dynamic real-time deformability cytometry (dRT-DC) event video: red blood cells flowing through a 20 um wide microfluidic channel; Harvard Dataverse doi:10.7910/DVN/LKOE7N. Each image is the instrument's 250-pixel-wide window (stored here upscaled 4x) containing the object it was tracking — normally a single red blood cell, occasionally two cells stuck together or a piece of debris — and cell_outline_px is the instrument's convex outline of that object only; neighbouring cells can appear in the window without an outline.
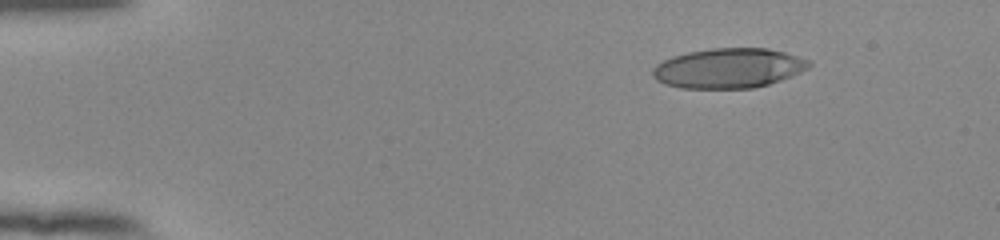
{"species": "human", "species_latin": "Homo sapiens", "temperature_condition": "room temperature", "stored_images_in_passage": 47, "camera_frame_rate_fps": 3000, "um_per_image_px": 0.085, "donor": {"sex": "female"}, "frame": {"image": 1, "passage_image": 1, "time_ms": 0.0, "image_size_px": [1000, 240], "cell_outline_px": [[812, 64], [808, 68], [800, 72], [780, 80], [768, 84], [752, 88], [680, 88], [664, 84], [656, 80], [652, 76], [652, 68], [656, 64], [672, 56], [688, 52], [712, 48], [768, 48], [784, 52], [808, 60]], "centroid_in_image_um": [61.88, 5.79], "position_along_channel_um": 23.1, "area_um2": 36.24}}
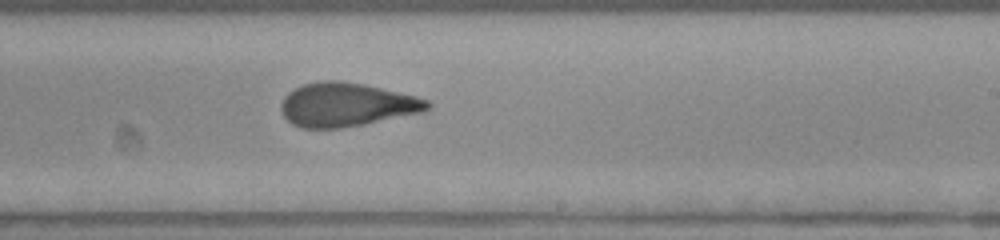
{"frame": {"image": 2, "passage_image": 27, "time_ms": 8.667, "image_size_px": [1000, 240], "cell_outline_px": [[432, 108], [424, 112], [364, 124], [340, 128], [300, 128], [292, 124], [284, 116], [280, 108], [280, 104], [284, 96], [288, 92], [304, 84], [320, 80], [340, 80], [364, 84], [416, 96], [428, 100], [432, 104]], "centroid_in_image_um": [29.46, 8.9], "position_along_channel_um": 259.5, "area_um2": 37.51}}
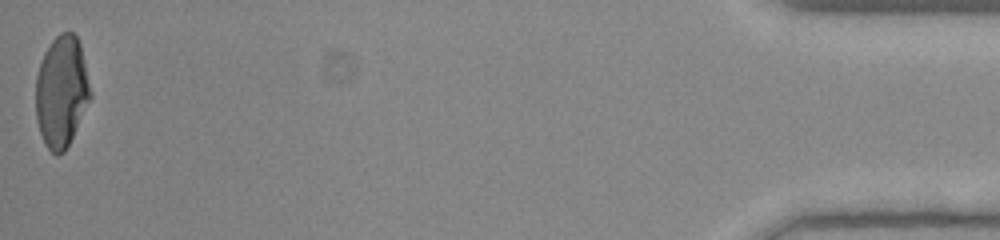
{"frame": {"image": 3, "passage_image": 47, "time_ms": 15.333, "image_size_px": [1000, 240], "cell_outline_px": [[92, 96], [64, 152], [56, 156], [44, 144], [36, 120], [36, 76], [40, 60], [44, 52], [52, 40], [60, 32], [72, 32], [76, 36], [80, 44], [92, 92]], "centroid_in_image_um": [5.22, 7.77], "position_along_channel_um": 430.0, "area_um2": 35.49}, "authors_computed_cell_mechanics": {"area_um2": 36.992, "velocity_mm_per_s": 3.883, "shape_relaxation_time_tau1_ms": null, "shape_relaxation_time_tau2_ms": 1.5543, "deformation_change_tau1": null, "deformation_change_tau2": 0.092}}